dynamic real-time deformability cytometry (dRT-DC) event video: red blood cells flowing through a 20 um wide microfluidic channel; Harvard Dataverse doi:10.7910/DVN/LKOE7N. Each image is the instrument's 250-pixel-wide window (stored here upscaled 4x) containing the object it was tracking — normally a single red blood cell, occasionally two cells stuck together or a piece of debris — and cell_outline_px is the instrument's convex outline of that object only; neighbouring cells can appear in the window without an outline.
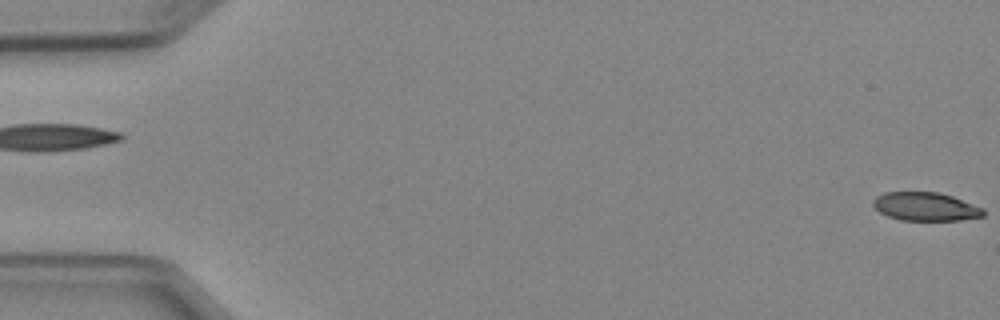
{"species": "Egyptian fruit bat (a non-hibernating species)", "species_latin": "Rousettus aegyptiacus", "temperature_condition": "cold", "stored_images_in_passage": 5, "segment_of_instrument_passage": [2, 2], "camera_frame_rate_fps": 3000, "um_per_image_px": 0.085, "animal": {"sex": "female"}, "frame": {"image": 1, "passage_image": 5, "time_ms": 5.667, "image_size_px": [1000, 320], "cell_outline_px": [[984, 216], [960, 220], [900, 220], [888, 216], [880, 212], [872, 204], [872, 200], [876, 196], [884, 192], [940, 192], [952, 196], [984, 208]], "centroid_in_image_um": [78.66, 17.55], "position_along_channel_um": 6.3, "area_um2": 18.32}}